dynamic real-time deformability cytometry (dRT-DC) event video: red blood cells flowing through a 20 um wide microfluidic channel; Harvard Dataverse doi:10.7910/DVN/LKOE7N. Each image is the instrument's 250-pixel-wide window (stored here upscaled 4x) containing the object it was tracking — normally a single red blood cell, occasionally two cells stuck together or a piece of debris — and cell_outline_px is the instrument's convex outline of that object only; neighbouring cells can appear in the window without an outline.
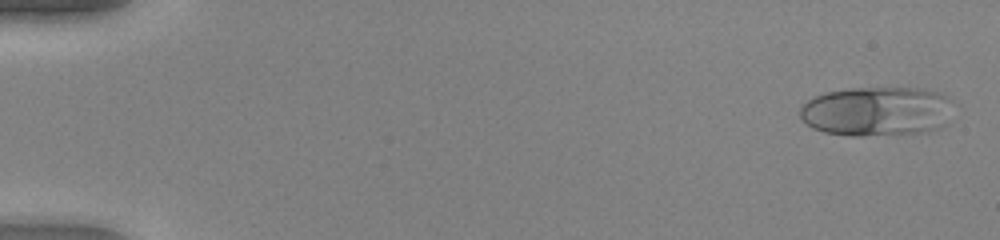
{"species": "human", "species_latin": "Homo sapiens", "temperature_condition": "warm", "stored_images_in_passage": 48, "camera_frame_rate_fps": 3000, "um_per_image_px": 0.085, "donor": {"sex": "female"}, "frame": {"image": 1, "passage_image": 1, "time_ms": 0.0, "image_size_px": [1000, 240], "cell_outline_px": [[952, 100], [940, 128], [924, 132], [864, 136], [852, 136], [824, 132], [812, 128], [800, 116], [800, 108], [808, 100], [816, 96], [828, 92], [852, 88], [924, 88], [948, 96]], "centroid_in_image_um": [74.49, 9.46], "position_along_channel_um": 10.5, "area_um2": 43.75}}
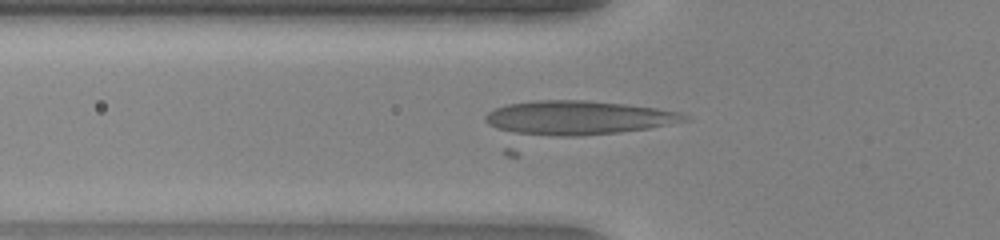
{"frame": {"image": 2, "passage_image": 17, "time_ms": 5.333, "image_size_px": [1000, 240], "cell_outline_px": [[688, 120], [516, 156], [504, 156], [484, 120], [484, 116], [488, 112], [496, 108], [508, 104], [536, 100], [584, 100], [624, 104], [656, 108], [680, 112], [688, 116]], "centroid_in_image_um": [48.32, 10.47], "position_along_channel_um": 77.5, "area_um2": 51.15}}
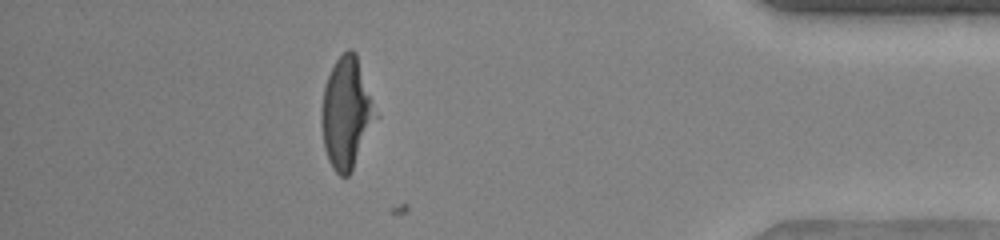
{"frame": {"image": 3, "passage_image": 43, "time_ms": 14.0, "image_size_px": [1000, 240], "cell_outline_px": [[380, 116], [348, 176], [340, 176], [332, 168], [328, 160], [324, 148], [320, 124], [320, 108], [324, 88], [328, 76], [336, 60], [348, 48], [352, 48], [356, 52]], "centroid_in_image_um": [29.47, 9.6], "position_along_channel_um": 405.7, "area_um2": 35.78}}